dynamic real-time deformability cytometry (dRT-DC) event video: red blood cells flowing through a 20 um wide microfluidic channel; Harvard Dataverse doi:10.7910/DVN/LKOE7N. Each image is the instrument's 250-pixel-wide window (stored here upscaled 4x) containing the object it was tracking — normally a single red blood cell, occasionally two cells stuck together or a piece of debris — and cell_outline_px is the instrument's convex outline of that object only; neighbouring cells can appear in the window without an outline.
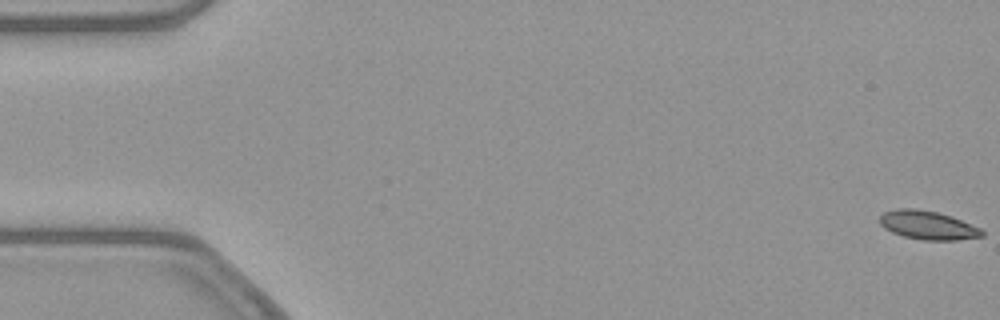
{"species": "common noctule bat (a hibernating species)", "species_latin": "Nyctalus noctula", "temperature_condition": "warm", "stored_images_in_passage": 54, "camera_frame_rate_fps": 3000, "um_per_image_px": 0.085, "animal": {"sex": "female", "body_mass_g": 21.9}, "frame": {"image": 1, "passage_image": 1, "time_ms": 0.0, "image_size_px": [1000, 320], "cell_outline_px": [[984, 236], [956, 240], [924, 240], [904, 236], [892, 232], [884, 228], [880, 224], [880, 216], [884, 212], [896, 208], [916, 208], [936, 212], [952, 216], [980, 228], [984, 232]], "centroid_in_image_um": [78.86, 19.13], "position_along_channel_um": 6.1, "area_um2": 17.05}}
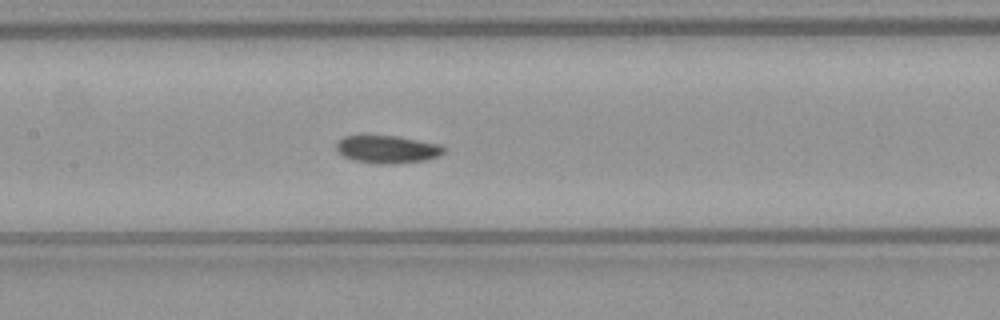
{"frame": {"image": 2, "passage_image": 26, "time_ms": 8.333, "image_size_px": [1000, 320], "cell_outline_px": [[448, 148], [440, 156], [424, 160], [392, 164], [376, 164], [352, 160], [344, 156], [336, 148], [336, 140], [344, 136], [400, 136], [440, 144]], "centroid_in_image_um": [32.95, 12.69], "position_along_channel_um": 174.4, "area_um2": 17.57}}
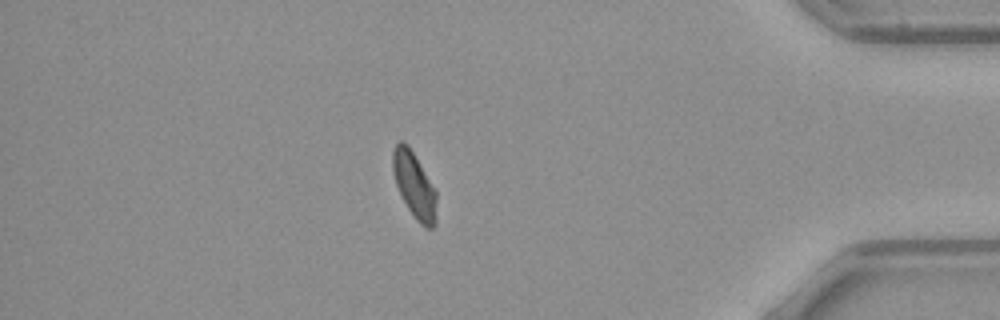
{"frame": {"image": 3, "passage_image": 47, "time_ms": 15.333, "image_size_px": [1000, 320], "cell_outline_px": [[436, 224], [432, 228], [428, 228], [420, 224], [416, 220], [408, 208], [396, 184], [392, 168], [392, 152], [396, 144], [400, 140], [408, 144], [436, 192]], "centroid_in_image_um": [35.21, 15.75], "position_along_channel_um": 400.0, "area_um2": 16.47}, "authors_computed_cell_mechanics": {"area_um2": 17.3689, "velocity_mm_per_s": 3.8371, "shape_relaxation_time_tau1_ms": null, "shape_relaxation_time_tau2_ms": 4.2952, "deformation_change_tau1": null, "deformation_change_tau2": 0.0937}}